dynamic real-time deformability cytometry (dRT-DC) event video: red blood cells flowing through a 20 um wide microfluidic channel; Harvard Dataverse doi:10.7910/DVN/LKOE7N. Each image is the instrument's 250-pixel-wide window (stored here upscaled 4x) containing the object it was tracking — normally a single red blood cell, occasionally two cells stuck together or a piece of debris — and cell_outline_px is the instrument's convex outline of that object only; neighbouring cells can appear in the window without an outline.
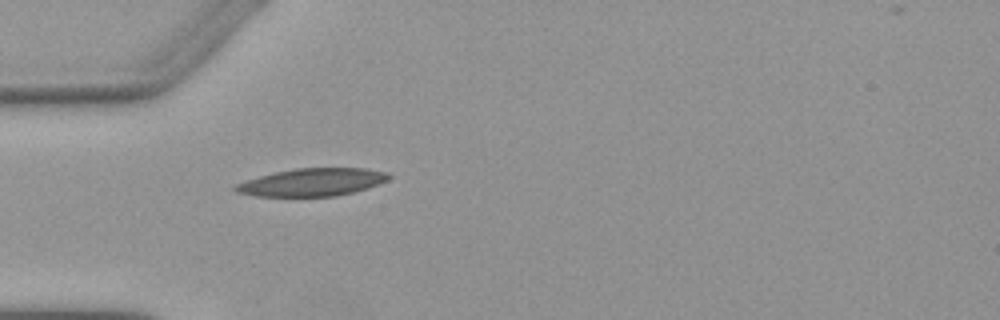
{"species": "Egyptian fruit bat (a non-hibernating species)", "species_latin": "Rousettus aegyptiacus", "temperature_condition": "warm", "stored_images_in_passage": 1, "camera_frame_rate_fps": 3000, "um_per_image_px": 0.085, "animal": {"sex": "female"}, "frame": {"image": 1, "passage_image": 1, "time_ms": 0.0, "image_size_px": [1000, 320], "cell_outline_px": [[392, 176], [388, 180], [368, 188], [336, 196], [256, 196], [236, 192], [232, 188], [236, 184], [260, 176], [276, 172], [296, 168], [368, 168], [388, 172]], "centroid_in_image_um": [26.58, 15.48], "position_along_channel_um": 58.4, "area_um2": 24.68}}